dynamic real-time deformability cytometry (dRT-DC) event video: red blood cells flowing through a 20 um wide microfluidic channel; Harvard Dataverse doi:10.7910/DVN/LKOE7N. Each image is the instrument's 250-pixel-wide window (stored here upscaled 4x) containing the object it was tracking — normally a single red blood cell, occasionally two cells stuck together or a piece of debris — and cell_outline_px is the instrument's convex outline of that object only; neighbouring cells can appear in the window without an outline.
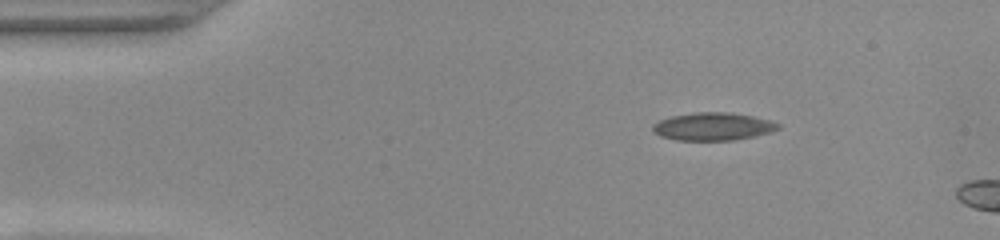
{"species": "common noctule bat (a hibernating species)", "species_latin": "Nyctalus noctula", "temperature_condition": "warm", "stored_images_in_passage": 11, "camera_frame_rate_fps": 3000, "um_per_image_px": 0.085, "animal": {"sex": "female", "body_mass_g": 22.0, "forearm_length_mm": 56.7}, "frame": {"image": 1, "passage_image": 7, "time_ms": 2.0, "image_size_px": [1000, 240], "cell_outline_px": [[780, 128], [772, 132], [732, 140], [676, 140], [660, 136], [652, 128], [652, 124], [660, 120], [672, 116], [696, 112], [728, 112], [752, 116], [768, 120], [780, 124]], "centroid_in_image_um": [60.6, 10.75], "position_along_channel_um": 24.4, "area_um2": 20.11}}